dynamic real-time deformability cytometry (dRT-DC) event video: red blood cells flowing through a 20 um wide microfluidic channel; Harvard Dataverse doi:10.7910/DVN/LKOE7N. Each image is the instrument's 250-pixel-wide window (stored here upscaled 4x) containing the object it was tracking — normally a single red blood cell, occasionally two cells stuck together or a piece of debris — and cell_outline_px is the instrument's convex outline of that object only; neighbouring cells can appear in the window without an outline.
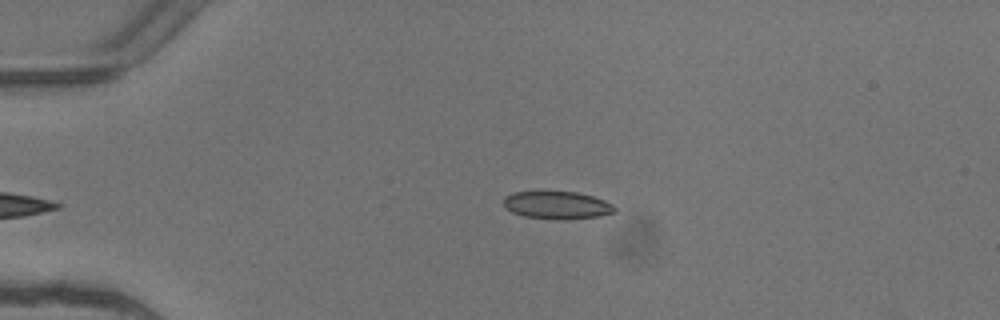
{"species": "common noctule bat (a hibernating species)", "species_latin": "Nyctalus noctula", "temperature_condition": "warm", "stored_images_in_passage": 3, "camera_frame_rate_fps": 3000, "um_per_image_px": 0.085, "animal": {"sex": "female"}, "frame": {"image": 1, "passage_image": 3, "time_ms": 0.667, "image_size_px": [1000, 320], "cell_outline_px": [[616, 212], [596, 216], [568, 220], [560, 220], [524, 216], [512, 212], [504, 208], [504, 196], [512, 192], [576, 192], [592, 196], [604, 200], [612, 204], [616, 208]], "centroid_in_image_um": [47.33, 17.44], "position_along_channel_um": 37.7, "area_um2": 17.92}}